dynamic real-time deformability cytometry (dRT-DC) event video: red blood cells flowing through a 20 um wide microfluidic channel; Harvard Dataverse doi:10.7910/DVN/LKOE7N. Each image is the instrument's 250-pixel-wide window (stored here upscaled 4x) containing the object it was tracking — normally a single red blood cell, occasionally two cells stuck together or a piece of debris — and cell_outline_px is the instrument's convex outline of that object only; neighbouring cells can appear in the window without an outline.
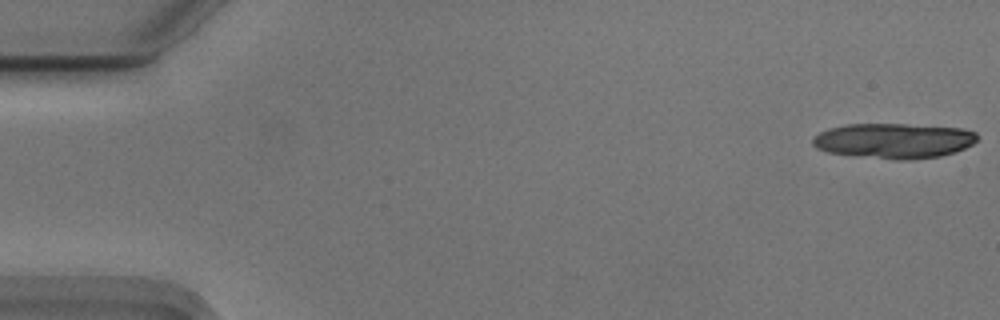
{"species": "Egyptian fruit bat (a non-hibernating species)", "species_latin": "Rousettus aegyptiacus", "temperature_condition": "cold", "stored_images_in_passage": 19, "camera_frame_rate_fps": 3000, "um_per_image_px": 0.085, "animal": {"sex": "male"}, "frame": {"image": 1, "passage_image": 1, "time_ms": 0.0, "image_size_px": [1000, 320], "cell_outline_px": [[976, 140], [972, 144], [956, 152], [940, 156], [912, 160], [896, 160], [828, 152], [816, 148], [812, 144], [812, 140], [820, 132], [828, 128], [848, 124], [904, 124], [964, 128], [976, 132]], "centroid_in_image_um": [75.99, 11.96], "position_along_channel_um": 9.0, "area_um2": 33.7}}